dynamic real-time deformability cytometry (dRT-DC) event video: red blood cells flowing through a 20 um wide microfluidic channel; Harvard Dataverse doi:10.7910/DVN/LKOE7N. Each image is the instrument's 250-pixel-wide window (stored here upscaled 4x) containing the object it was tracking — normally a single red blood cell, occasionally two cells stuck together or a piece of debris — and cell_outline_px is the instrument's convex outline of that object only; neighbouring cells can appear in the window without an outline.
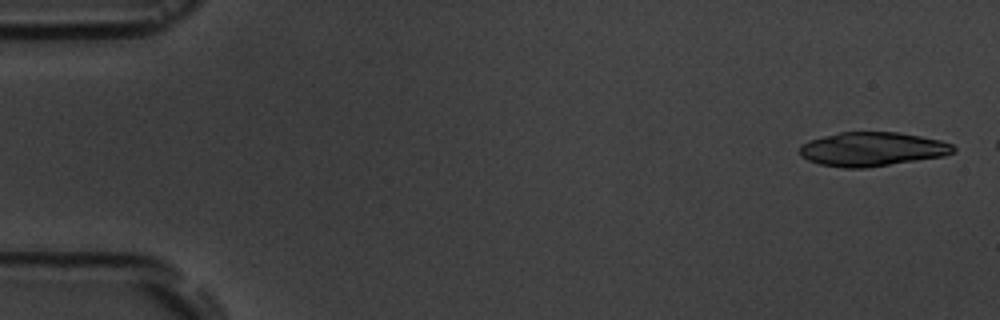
{"species": "common noctule bat (a hibernating species)", "species_latin": "Nyctalus noctula", "temperature_condition": "room temperature", "stored_images_in_passage": 3, "camera_frame_rate_fps": 3000, "um_per_image_px": 0.085, "animal": {"sex": "male", "body_mass_g": 19.5, "forearm_length_mm": 54.6}, "frame": {"image": 1, "passage_image": 1, "time_ms": 0.0, "image_size_px": [1000, 320], "cell_outline_px": [[956, 152], [944, 156], [864, 168], [844, 168], [820, 164], [808, 160], [800, 156], [800, 144], [808, 140], [840, 132], [896, 132], [920, 136], [940, 140], [952, 144], [956, 148]], "centroid_in_image_um": [74.13, 12.68], "position_along_channel_um": 10.9, "area_um2": 30.46}}